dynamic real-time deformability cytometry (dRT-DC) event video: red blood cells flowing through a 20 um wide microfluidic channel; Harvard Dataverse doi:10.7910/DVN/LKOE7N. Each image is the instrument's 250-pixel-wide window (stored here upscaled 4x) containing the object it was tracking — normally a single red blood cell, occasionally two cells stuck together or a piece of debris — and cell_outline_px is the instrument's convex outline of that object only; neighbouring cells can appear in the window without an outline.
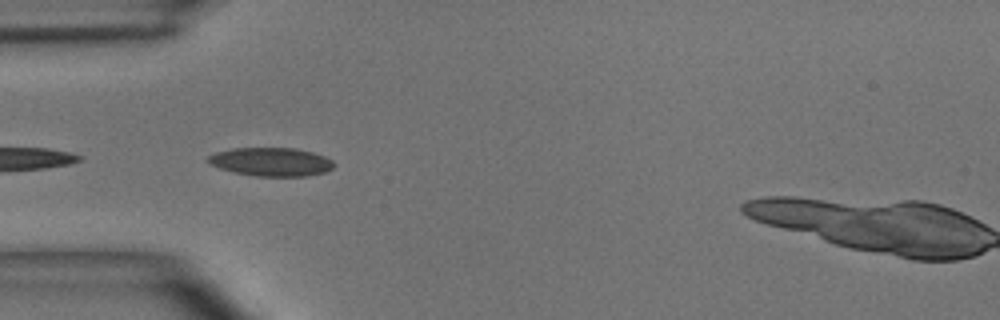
{"species": "common noctule bat (a hibernating species)", "species_latin": "Nyctalus noctula", "temperature_condition": "room temperature", "stored_images_in_passage": 10, "camera_frame_rate_fps": 3000, "um_per_image_px": 0.085, "animal": {"sex": "male", "body_mass_g": 15.6}, "frame": {"image": 1, "passage_image": 6, "time_ms": 1.667, "image_size_px": [1000, 320], "cell_outline_px": [[336, 164], [332, 168], [324, 172], [308, 176], [256, 176], [232, 172], [220, 168], [204, 160], [208, 156], [216, 152], [232, 148], [296, 148], [312, 152], [324, 156], [332, 160]], "centroid_in_image_um": [23.04, 13.75], "position_along_channel_um": 62.0, "area_um2": 20.98}}